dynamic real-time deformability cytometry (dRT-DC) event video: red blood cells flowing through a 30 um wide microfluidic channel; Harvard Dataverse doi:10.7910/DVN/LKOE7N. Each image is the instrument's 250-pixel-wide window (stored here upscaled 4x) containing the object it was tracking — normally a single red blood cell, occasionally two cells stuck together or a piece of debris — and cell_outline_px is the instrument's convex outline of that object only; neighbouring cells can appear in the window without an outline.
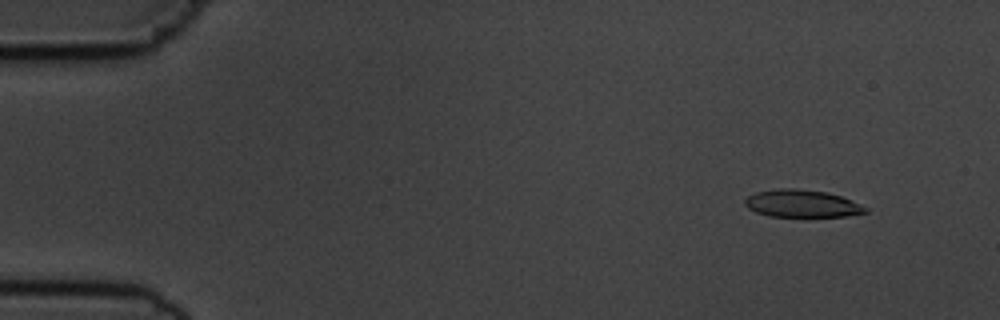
{"species": "common noctule bat (a hibernating species)", "species_latin": "Nyctalus noctula", "temperature_condition": "cold", "stored_images_in_passage": 55, "camera_frame_rate_fps": 3000, "um_per_image_px": 0.085, "animal": {"sex": "male", "body_mass_g": 19.5, "forearm_length_mm": 54.6}, "frame": {"image": 1, "passage_image": 5, "time_ms": 1.333, "image_size_px": [1000, 320], "cell_outline_px": [[868, 212], [844, 216], [768, 216], [756, 212], [748, 208], [744, 204], [744, 200], [748, 196], [756, 192], [776, 188], [796, 188], [828, 192], [852, 200], [868, 208]], "centroid_in_image_um": [68.15, 17.29], "position_along_channel_um": 16.9, "area_um2": 19.31}}
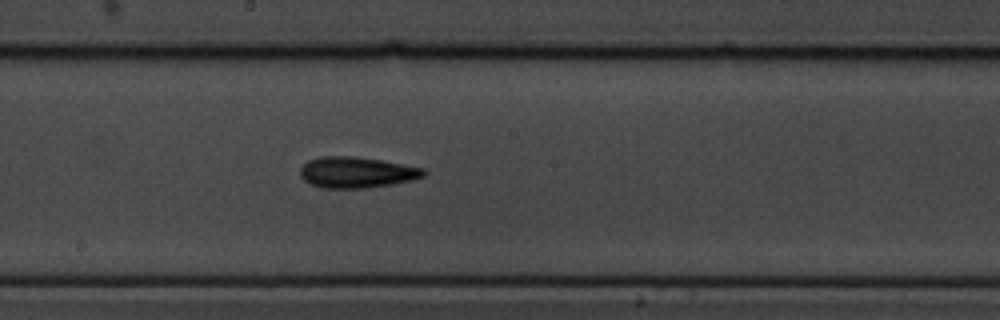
{"frame": {"image": 2, "passage_image": 30, "time_ms": 9.667, "image_size_px": [1000, 320], "cell_outline_px": [[428, 172], [424, 176], [412, 180], [392, 184], [364, 188], [324, 188], [312, 184], [304, 180], [300, 176], [300, 168], [308, 160], [320, 156], [352, 156], [380, 160], [424, 168]], "centroid_in_image_um": [30.31, 14.65], "position_along_channel_um": 217.9, "area_um2": 22.25}}
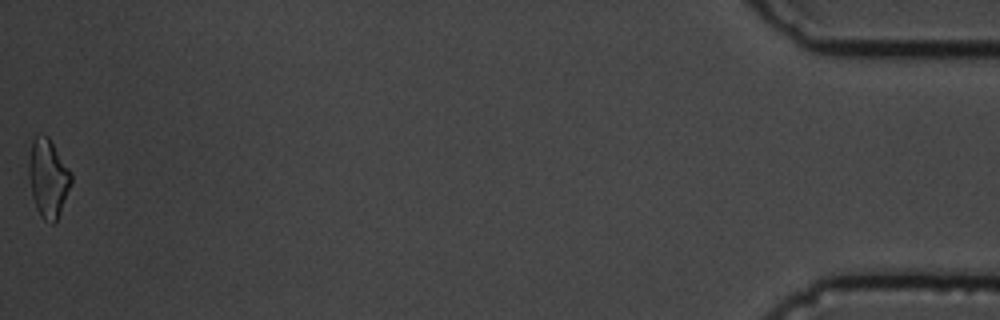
{"frame": {"image": 3, "passage_image": 55, "time_ms": 18.0, "image_size_px": [1000, 320], "cell_outline_px": [[72, 184], [60, 212], [56, 220], [52, 224], [44, 220], [40, 216], [36, 208], [32, 196], [28, 176], [28, 160], [32, 140], [36, 136], [48, 136], [72, 172]], "centroid_in_image_um": [4.09, 15.15], "position_along_channel_um": 431.1, "area_um2": 19.48}, "authors_computed_cell_mechanics": {"area_um2": 20.4034, "velocity_mm_per_s": 3.6674, "shape_relaxation_time_tau1_ms": 3.5621, "shape_relaxation_time_tau2_ms": 4.8039, "deformation_change_tau1": 0.1271, "deformation_change_tau2": 0.1531}}